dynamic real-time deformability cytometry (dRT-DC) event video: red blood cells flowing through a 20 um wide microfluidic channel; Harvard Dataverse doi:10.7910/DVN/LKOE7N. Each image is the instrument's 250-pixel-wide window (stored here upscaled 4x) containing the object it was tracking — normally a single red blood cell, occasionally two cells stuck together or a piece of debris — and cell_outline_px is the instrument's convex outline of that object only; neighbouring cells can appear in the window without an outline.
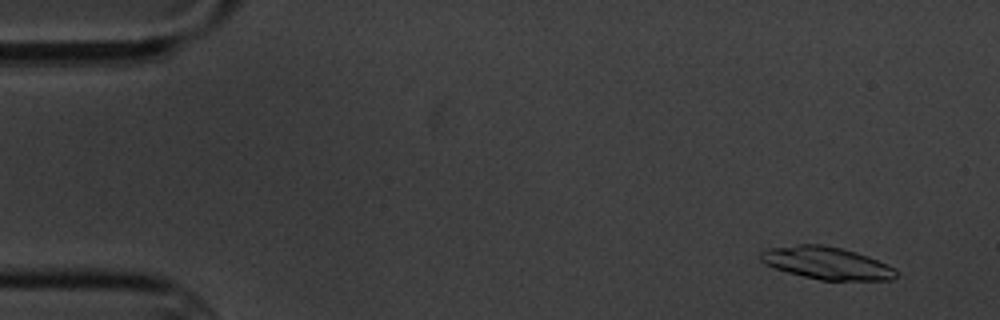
{"species": "common noctule bat (a hibernating species)", "species_latin": "Nyctalus noctula", "temperature_condition": "cold", "stored_images_in_passage": 10, "camera_frame_rate_fps": 3000, "um_per_image_px": 0.085, "animal": {"sex": "male", "body_mass_g": 20.1, "forearm_length_mm": 53.5}, "frame": {"image": 1, "passage_image": 2, "time_ms": 1.0, "image_size_px": [1000, 320], "cell_outline_px": [[900, 272], [892, 280], [820, 280], [788, 272], [764, 264], [760, 260], [760, 252], [768, 248], [796, 244], [824, 244], [856, 252], [868, 256], [888, 264], [896, 268]], "centroid_in_image_um": [70.3, 22.35], "position_along_channel_um": 14.7, "area_um2": 25.78}}
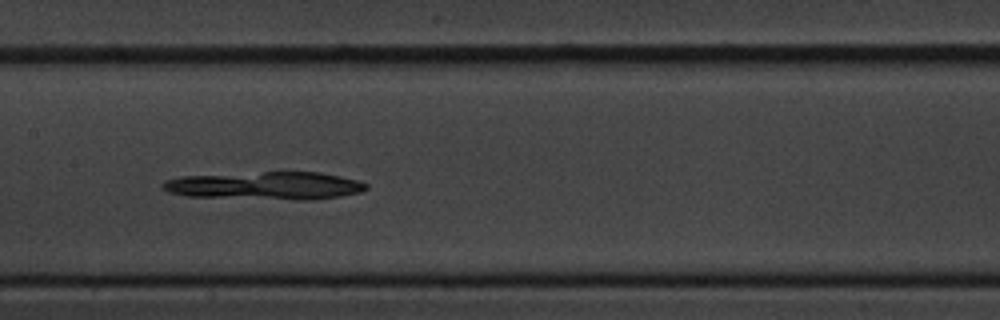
{"frame": {"image": 2, "passage_image": 9, "time_ms": 9.0, "image_size_px": [1000, 320], "cell_outline_px": [[368, 188], [360, 192], [340, 196], [312, 200], [296, 200], [188, 196], [168, 192], [160, 188], [160, 184], [164, 180], [180, 176], [264, 172], [320, 172], [360, 180], [368, 184]], "centroid_in_image_um": [22.55, 15.78], "position_along_channel_um": 184.8, "area_um2": 33.29}}